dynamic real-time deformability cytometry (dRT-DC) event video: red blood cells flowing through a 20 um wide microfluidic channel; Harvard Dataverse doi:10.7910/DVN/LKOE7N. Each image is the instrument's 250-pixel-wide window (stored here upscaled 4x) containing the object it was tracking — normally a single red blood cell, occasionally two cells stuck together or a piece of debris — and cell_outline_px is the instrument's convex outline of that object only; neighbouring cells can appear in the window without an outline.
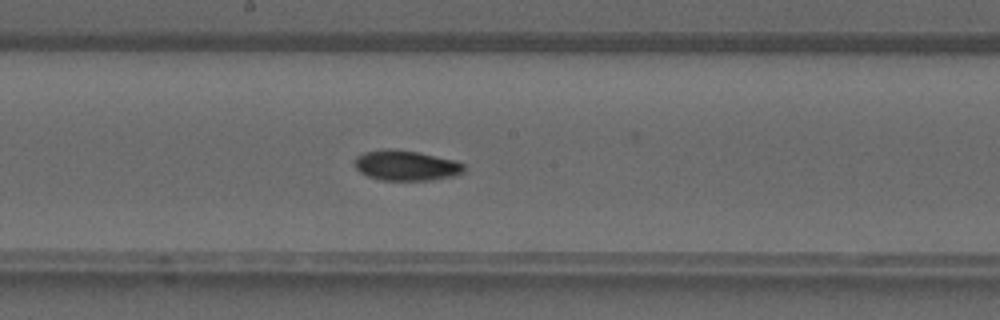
{"species": "common noctule bat (a hibernating species)", "species_latin": "Nyctalus noctula", "temperature_condition": "warm", "stored_images_in_passage": 41, "camera_frame_rate_fps": 3000, "um_per_image_px": 0.085, "animal": {"sex": "male", "forearm_length_mm": 52.5}, "frame": {"image": 1, "passage_image": 21, "time_ms": 6.667, "image_size_px": [1000, 320], "cell_outline_px": [[464, 172], [456, 176], [432, 180], [380, 180], [368, 176], [360, 172], [356, 168], [356, 156], [364, 152], [388, 148], [416, 152], [456, 160], [464, 164]], "centroid_in_image_um": [34.54, 14.07], "position_along_channel_um": 213.7, "area_um2": 19.25}}
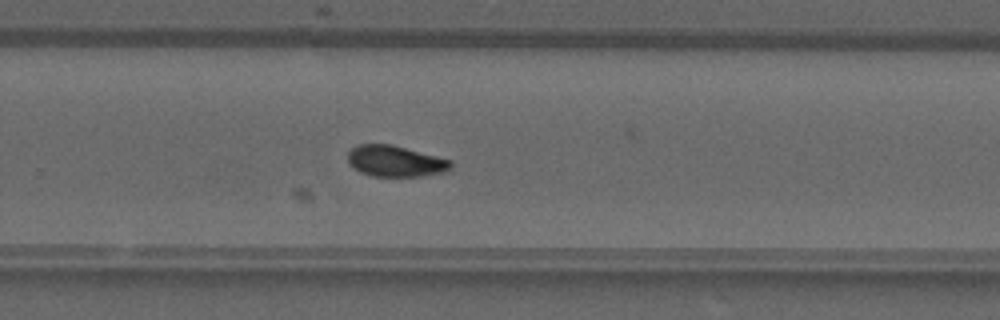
{"frame": {"image": 2, "passage_image": 26, "time_ms": 8.333, "image_size_px": [1000, 320], "cell_outline_px": [[452, 168], [444, 172], [420, 176], [372, 176], [360, 172], [352, 168], [348, 160], [348, 152], [352, 148], [360, 144], [392, 144], [452, 160]], "centroid_in_image_um": [33.6, 13.7], "position_along_channel_um": 296.2, "area_um2": 18.73}}
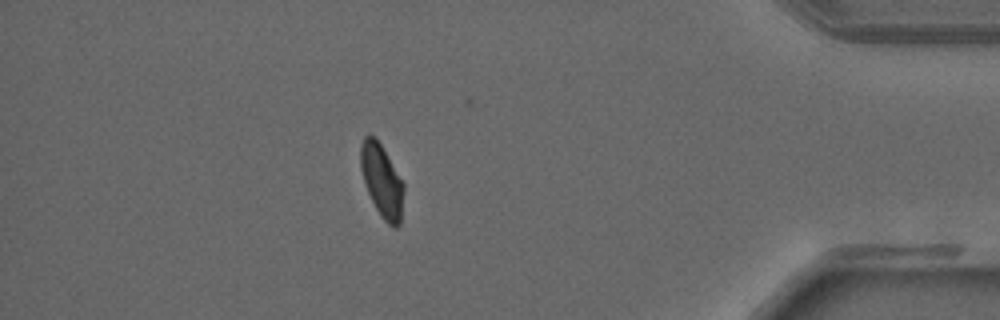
{"frame": {"image": 3, "passage_image": 35, "time_ms": 11.333, "image_size_px": [1000, 320], "cell_outline_px": [[404, 192], [400, 224], [396, 228], [392, 228], [380, 216], [368, 192], [360, 168], [360, 144], [364, 136], [376, 136], [404, 184]], "centroid_in_image_um": [32.45, 15.37], "position_along_channel_um": 402.7, "area_um2": 18.26}}